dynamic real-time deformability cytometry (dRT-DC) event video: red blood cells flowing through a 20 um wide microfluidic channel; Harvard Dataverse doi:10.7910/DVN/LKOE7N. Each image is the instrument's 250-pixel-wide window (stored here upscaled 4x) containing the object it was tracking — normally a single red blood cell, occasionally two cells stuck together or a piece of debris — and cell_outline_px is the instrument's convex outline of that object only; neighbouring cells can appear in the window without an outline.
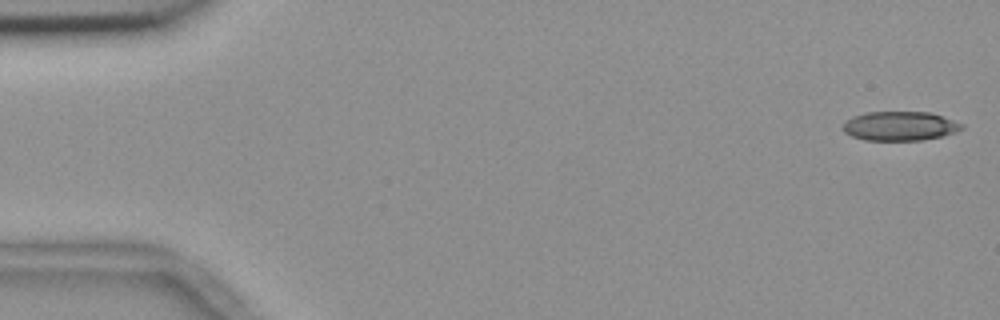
{"species": "common noctule bat (a hibernating species)", "species_latin": "Nyctalus noctula", "temperature_condition": "room temperature", "stored_images_in_passage": 55, "camera_frame_rate_fps": 3000, "um_per_image_px": 0.085, "animal": {"sex": "female", "body_mass_g": 18.4}, "frame": {"image": 1, "passage_image": 1, "time_ms": 0.0, "image_size_px": [1000, 320], "cell_outline_px": [[964, 128], [956, 132], [940, 136], [920, 140], [864, 140], [852, 136], [844, 132], [840, 128], [844, 120], [852, 116], [864, 112], [928, 112], [964, 124]], "centroid_in_image_um": [76.41, 10.71], "position_along_channel_um": 8.6, "area_um2": 20.29}}
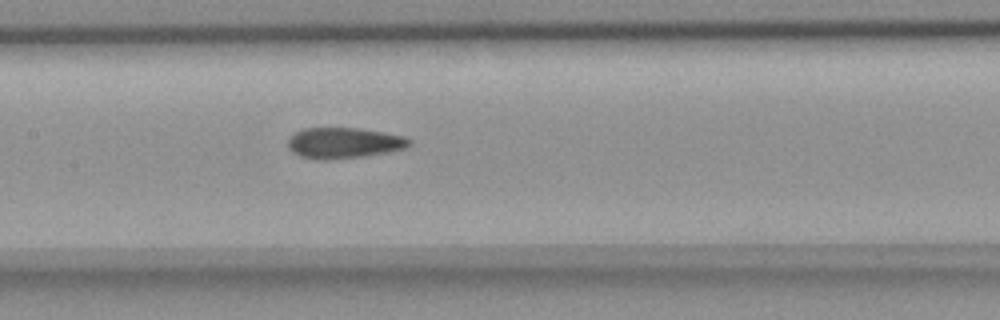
{"frame": {"image": 2, "passage_image": 26, "time_ms": 8.333, "image_size_px": [1000, 320], "cell_outline_px": [[412, 144], [408, 148], [364, 156], [328, 160], [324, 160], [300, 156], [292, 152], [288, 148], [288, 140], [296, 132], [304, 128], [360, 128], [384, 132], [404, 136], [412, 140]], "centroid_in_image_um": [29.27, 12.15], "position_along_channel_um": 178.1, "area_um2": 21.85}}
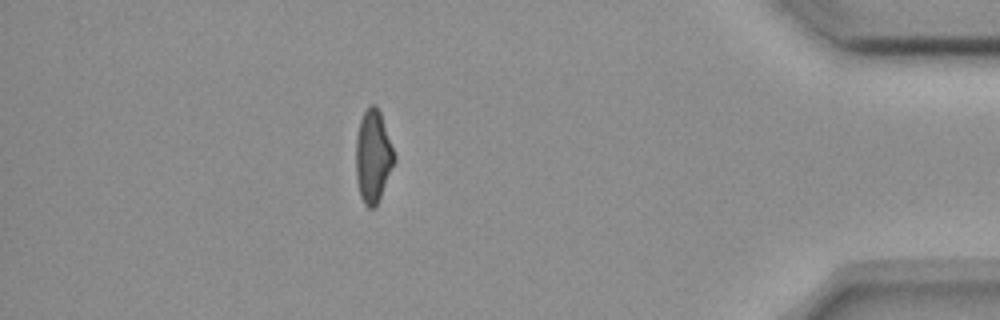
{"frame": {"image": 3, "passage_image": 48, "time_ms": 15.667, "image_size_px": [1000, 320], "cell_outline_px": [[396, 160], [380, 196], [376, 204], [372, 208], [368, 208], [364, 204], [360, 196], [356, 180], [356, 136], [360, 120], [364, 112], [372, 104], [376, 104], [380, 112], [396, 156]], "centroid_in_image_um": [31.7, 13.28], "position_along_channel_um": 403.5, "area_um2": 20.58}, "authors_computed_cell_mechanics": {"area_um2": 21.7328, "velocity_mm_per_s": 3.6811, "shape_relaxation_time_tau1_ms": 9.0545, "shape_relaxation_time_tau2_ms": 2.8955, "deformation_change_tau1": 0.2039, "deformation_change_tau2": 0.0997}}